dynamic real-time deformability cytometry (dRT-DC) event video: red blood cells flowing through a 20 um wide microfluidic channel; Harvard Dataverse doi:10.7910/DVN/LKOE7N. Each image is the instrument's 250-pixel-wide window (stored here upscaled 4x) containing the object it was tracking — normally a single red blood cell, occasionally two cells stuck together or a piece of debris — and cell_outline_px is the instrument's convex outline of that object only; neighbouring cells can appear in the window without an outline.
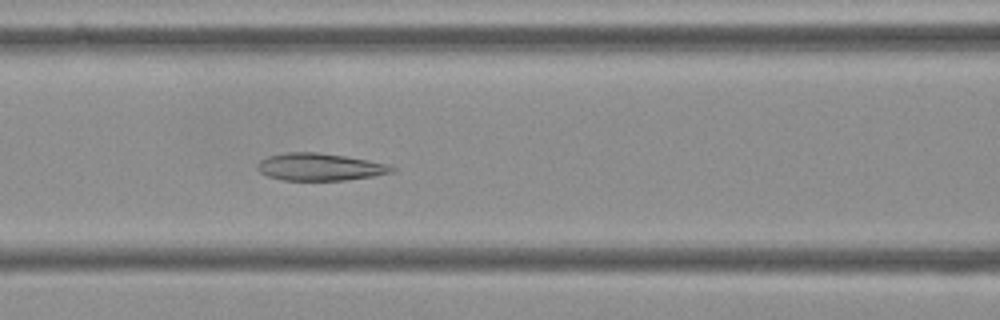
{"species": "Egyptian fruit bat (a non-hibernating species)", "species_latin": "Rousettus aegyptiacus", "temperature_condition": "cold", "stored_images_in_passage": 54, "camera_frame_rate_fps": 3000, "um_per_image_px": 0.085, "frame": {"image": 1, "passage_image": 22, "time_ms": 7.0, "image_size_px": [1000, 320], "cell_outline_px": [[396, 172], [372, 176], [344, 180], [284, 180], [268, 176], [260, 172], [256, 168], [256, 164], [260, 160], [268, 156], [284, 152], [320, 152], [368, 160], [388, 164], [396, 168]], "centroid_in_image_um": [27.18, 14.18], "position_along_channel_um": 139.4, "area_um2": 21.5}}
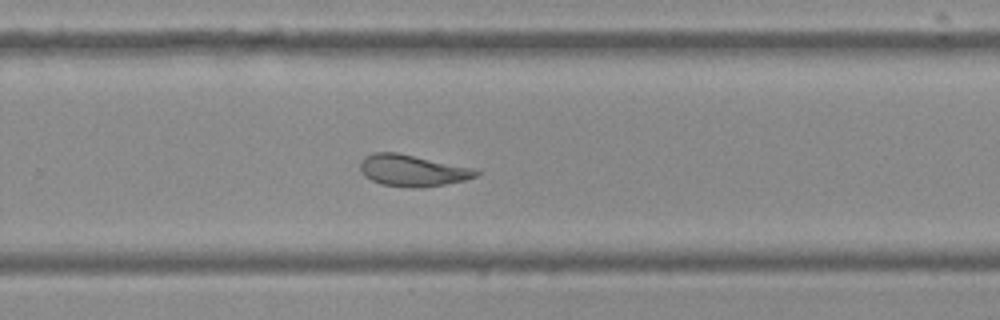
{"frame": {"image": 2, "passage_image": 35, "time_ms": 11.333, "image_size_px": [1000, 320], "cell_outline_px": [[480, 172], [476, 176], [464, 180], [444, 184], [420, 188], [416, 188], [380, 184], [364, 176], [360, 172], [360, 160], [364, 156], [372, 152], [396, 152], [476, 168]], "centroid_in_image_um": [35.03, 14.48], "position_along_channel_um": 294.8, "area_um2": 21.44}}
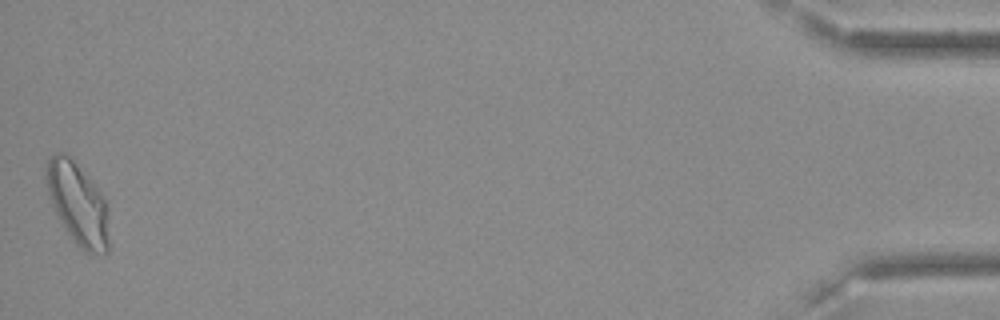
{"frame": {"image": 3, "passage_image": 54, "time_ms": 17.667, "image_size_px": [1000, 320], "cell_outline_px": [[108, 252], [84, 252], [72, 240], [56, 216], [48, 192], [44, 176], [44, 168], [48, 160], [56, 152], [68, 152], [100, 192], [104, 200], [108, 212]], "centroid_in_image_um": [6.57, 17.28], "position_along_channel_um": 428.6, "area_um2": 30.17}, "authors_computed_cell_mechanics": {"area_um2": 23.0333, "velocity_mm_per_s": 3.5911, "shape_relaxation_time_tau1_ms": null, "shape_relaxation_time_tau2_ms": 1.7569, "deformation_change_tau1": null, "deformation_change_tau2": 0.0735}}